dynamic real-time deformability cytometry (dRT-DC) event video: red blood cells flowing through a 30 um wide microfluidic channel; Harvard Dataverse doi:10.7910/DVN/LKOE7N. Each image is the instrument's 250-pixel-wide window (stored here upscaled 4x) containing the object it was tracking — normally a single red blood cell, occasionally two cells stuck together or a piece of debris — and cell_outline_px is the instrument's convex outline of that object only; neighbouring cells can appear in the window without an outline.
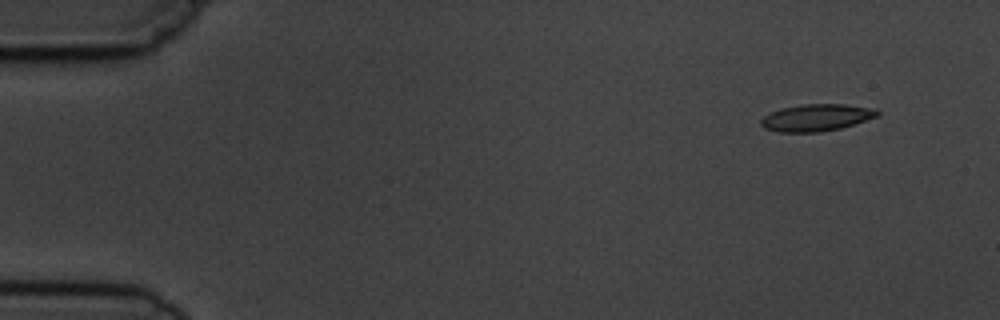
{"species": "common noctule bat (a hibernating species)", "species_latin": "Nyctalus noctula", "temperature_condition": "cold", "stored_images_in_passage": 7, "camera_frame_rate_fps": 3000, "um_per_image_px": 0.085, "animal": {"sex": "male", "body_mass_g": 19.5, "forearm_length_mm": 54.6}, "frame": {"image": 1, "passage_image": 2, "time_ms": 1.333, "image_size_px": [1000, 320], "cell_outline_px": [[880, 116], [840, 128], [820, 132], [776, 132], [764, 128], [760, 124], [760, 120], [764, 116], [780, 108], [804, 104], [844, 104], [876, 108], [880, 112]], "centroid_in_image_um": [69.41, 9.99], "position_along_channel_um": 15.6, "area_um2": 18.44}}
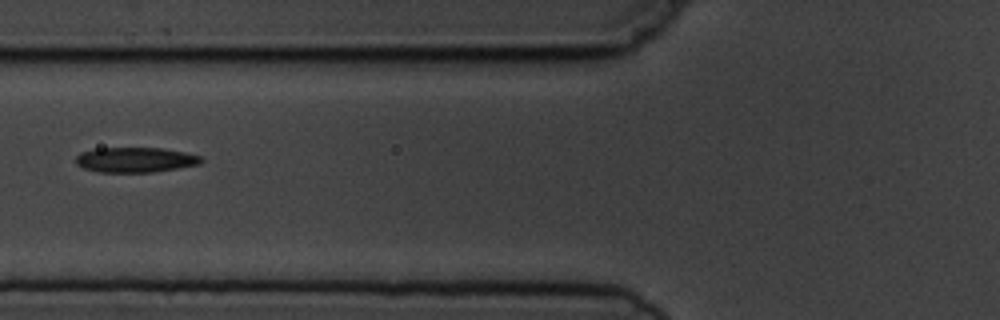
{"frame": {"image": 2, "passage_image": 6, "time_ms": 7.0, "image_size_px": [1000, 320], "cell_outline_px": [[204, 160], [200, 164], [152, 172], [96, 172], [84, 168], [76, 164], [76, 156], [80, 152], [96, 148], [164, 148], [184, 152], [200, 156]], "centroid_in_image_um": [11.48, 13.58], "position_along_channel_um": 114.3, "area_um2": 18.32}}
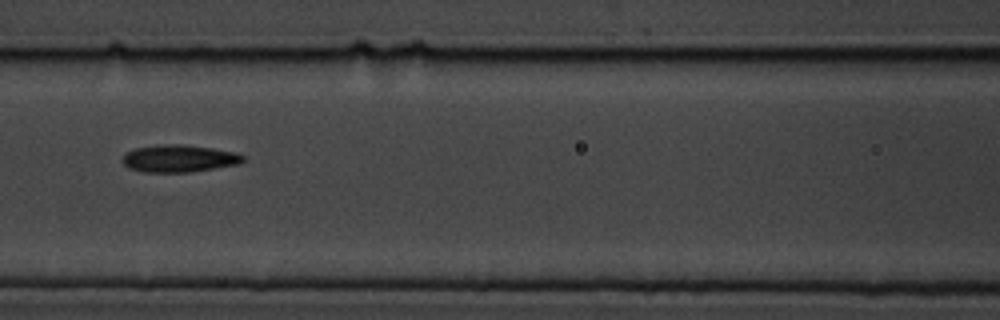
{"frame": {"image": 3, "passage_image": 7, "time_ms": 8.0, "image_size_px": [1000, 320], "cell_outline_px": [[244, 160], [236, 164], [188, 172], [144, 172], [128, 168], [124, 164], [124, 152], [136, 148], [176, 144], [184, 144], [212, 148], [236, 152], [244, 156]], "centroid_in_image_um": [15.21, 13.47], "position_along_channel_um": 151.4, "area_um2": 18.79}}